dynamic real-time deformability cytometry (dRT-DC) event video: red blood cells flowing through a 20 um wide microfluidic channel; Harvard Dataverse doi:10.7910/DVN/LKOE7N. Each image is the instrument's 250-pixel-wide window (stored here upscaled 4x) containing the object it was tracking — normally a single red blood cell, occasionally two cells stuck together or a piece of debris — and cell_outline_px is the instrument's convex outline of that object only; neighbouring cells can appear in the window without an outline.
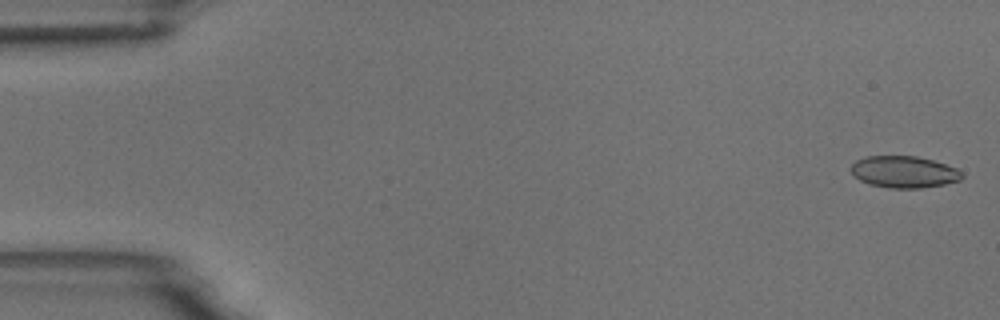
{"species": "common noctule bat (a hibernating species)", "species_latin": "Nyctalus noctula", "temperature_condition": "room temperature", "stored_images_in_passage": 10, "camera_frame_rate_fps": 3000, "um_per_image_px": 0.085, "animal": {"sex": "male", "body_mass_g": 18.8}, "frame": {"image": 1, "passage_image": 1, "time_ms": 0.0, "image_size_px": [1000, 320], "cell_outline_px": [[964, 176], [960, 180], [944, 184], [920, 188], [892, 188], [868, 184], [860, 180], [852, 172], [852, 164], [856, 160], [868, 156], [916, 156], [932, 160], [956, 168]], "centroid_in_image_um": [76.84, 14.61], "position_along_channel_um": 8.2, "area_um2": 20.29}}
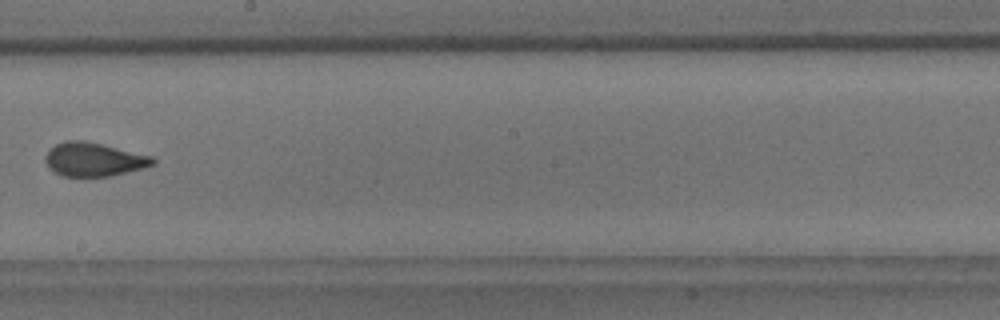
{"frame": {"image": 2, "passage_image": 9, "time_ms": 10.0, "image_size_px": [1000, 320], "cell_outline_px": [[156, 164], [144, 168], [108, 176], [80, 180], [60, 176], [52, 172], [48, 168], [44, 160], [44, 156], [48, 148], [64, 140], [84, 140], [152, 156], [156, 160]], "centroid_in_image_um": [7.89, 13.6], "position_along_channel_um": 240.3, "area_um2": 22.02}}
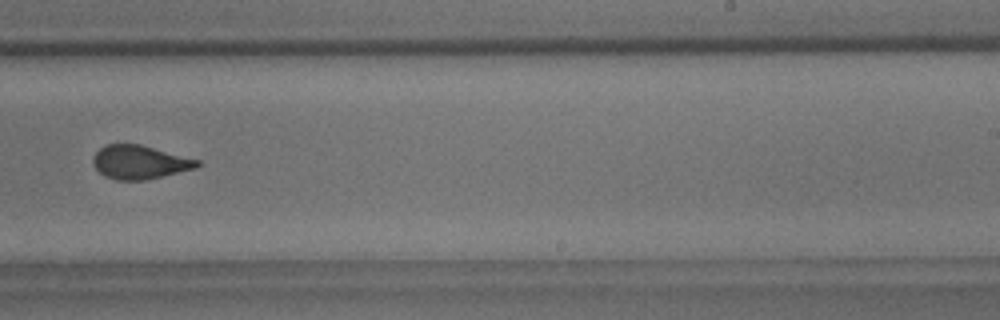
{"frame": {"image": 3, "passage_image": 10, "time_ms": 11.0, "image_size_px": [1000, 320], "cell_outline_px": [[200, 164], [196, 168], [144, 180], [116, 180], [104, 176], [92, 164], [92, 160], [96, 152], [100, 148], [108, 144], [140, 144], [200, 160]], "centroid_in_image_um": [11.86, 13.78], "position_along_channel_um": 277.1, "area_um2": 20.29}}